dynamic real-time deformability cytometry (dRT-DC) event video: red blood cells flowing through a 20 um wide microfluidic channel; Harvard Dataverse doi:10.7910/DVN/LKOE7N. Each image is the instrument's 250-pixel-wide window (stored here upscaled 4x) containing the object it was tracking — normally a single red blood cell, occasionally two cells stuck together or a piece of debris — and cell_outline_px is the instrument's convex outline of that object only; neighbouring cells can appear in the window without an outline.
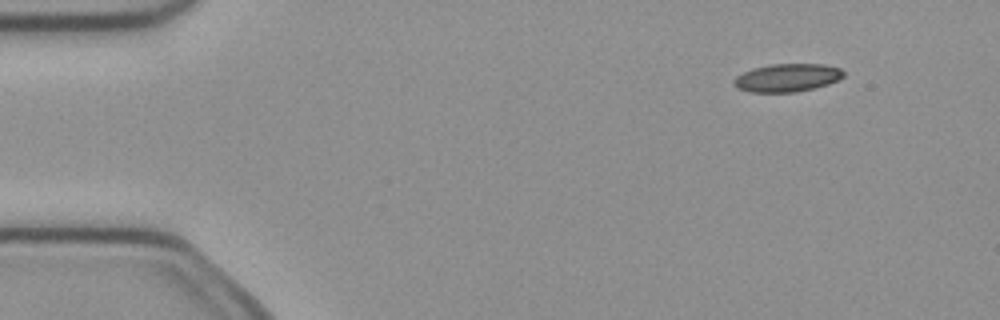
{"species": "common noctule bat (a hibernating species)", "species_latin": "Nyctalus noctula", "temperature_condition": "cold", "stored_images_in_passage": 6, "camera_frame_rate_fps": 3000, "um_per_image_px": 0.085, "animal": {"sex": "female", "body_mass_g": 21.9}, "frame": {"image": 1, "passage_image": 2, "time_ms": 0.333, "image_size_px": [1000, 320], "cell_outline_px": [[844, 76], [828, 84], [796, 92], [752, 92], [736, 88], [732, 84], [732, 80], [736, 76], [752, 68], [768, 64], [824, 64], [840, 68], [844, 72]], "centroid_in_image_um": [66.87, 6.6], "position_along_channel_um": 18.1, "area_um2": 17.98}}